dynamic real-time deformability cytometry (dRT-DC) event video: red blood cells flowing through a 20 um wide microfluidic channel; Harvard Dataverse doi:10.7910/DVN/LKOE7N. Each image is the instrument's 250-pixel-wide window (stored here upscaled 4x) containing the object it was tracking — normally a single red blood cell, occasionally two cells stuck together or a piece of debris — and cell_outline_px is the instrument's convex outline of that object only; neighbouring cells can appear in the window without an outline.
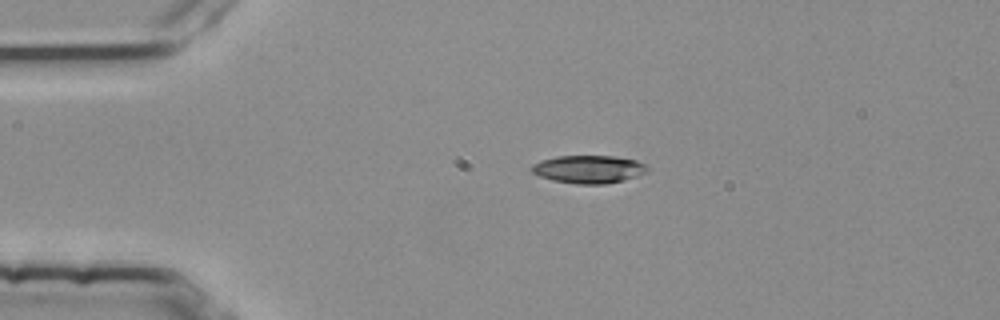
{"species": "common noctule bat (a hibernating species)", "species_latin": "Nyctalus noctula", "temperature_condition": "room temperature", "stored_images_in_passage": 43, "camera_frame_rate_fps": 3000, "um_per_image_px": 0.085, "animal": {"sex": "female", "body_mass_g": 25.1}, "frame": {"image": 1, "passage_image": 1, "time_ms": 0.0, "image_size_px": [1000, 320], "cell_outline_px": [[648, 172], [624, 180], [604, 184], [576, 184], [552, 180], [540, 176], [532, 172], [532, 164], [540, 160], [556, 156], [612, 156], [636, 160], [644, 164], [648, 168]], "centroid_in_image_um": [50.03, 14.38], "position_along_channel_um": 35.0, "area_um2": 18.79}}
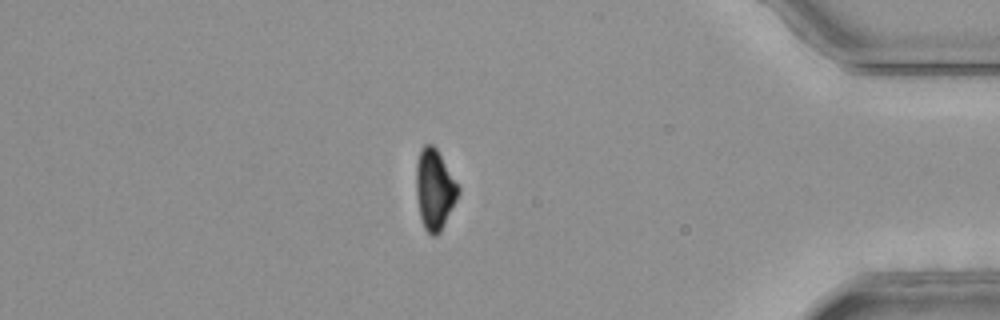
{"frame": {"image": 2, "passage_image": 36, "time_ms": 11.667, "image_size_px": [1000, 320], "cell_outline_px": [[460, 192], [440, 232], [436, 236], [432, 236], [424, 228], [420, 216], [416, 192], [416, 164], [420, 152], [424, 144], [432, 144], [436, 148], [460, 188]], "centroid_in_image_um": [36.93, 16.1], "position_along_channel_um": 398.3, "area_um2": 19.42}}
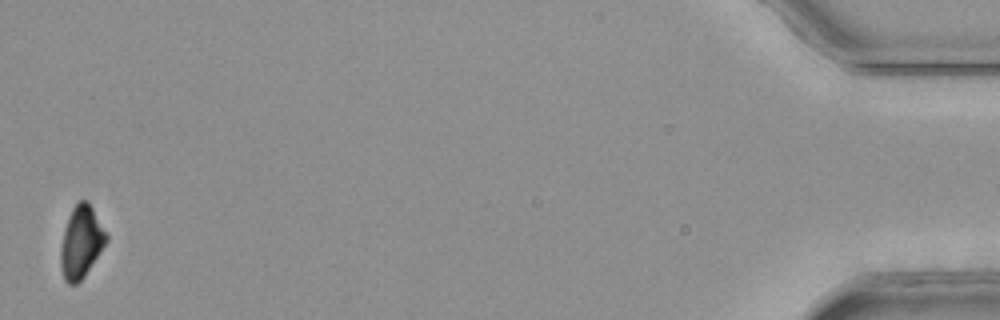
{"frame": {"image": 3, "passage_image": 43, "time_ms": 14.0, "image_size_px": [1000, 320], "cell_outline_px": [[108, 240], [84, 276], [76, 284], [68, 284], [64, 280], [60, 264], [60, 248], [64, 232], [72, 208], [80, 200], [88, 200], [108, 236]], "centroid_in_image_um": [6.89, 20.58], "position_along_channel_um": 428.3, "area_um2": 18.84}, "authors_computed_cell_mechanics": {"area_um2": 20.4612, "velocity_mm_per_s": 3.7869, "shape_relaxation_time_tau1_ms": 6.9403, "shape_relaxation_time_tau2_ms": null, "deformation_change_tau1": 0.1721, "deformation_change_tau2": null}}